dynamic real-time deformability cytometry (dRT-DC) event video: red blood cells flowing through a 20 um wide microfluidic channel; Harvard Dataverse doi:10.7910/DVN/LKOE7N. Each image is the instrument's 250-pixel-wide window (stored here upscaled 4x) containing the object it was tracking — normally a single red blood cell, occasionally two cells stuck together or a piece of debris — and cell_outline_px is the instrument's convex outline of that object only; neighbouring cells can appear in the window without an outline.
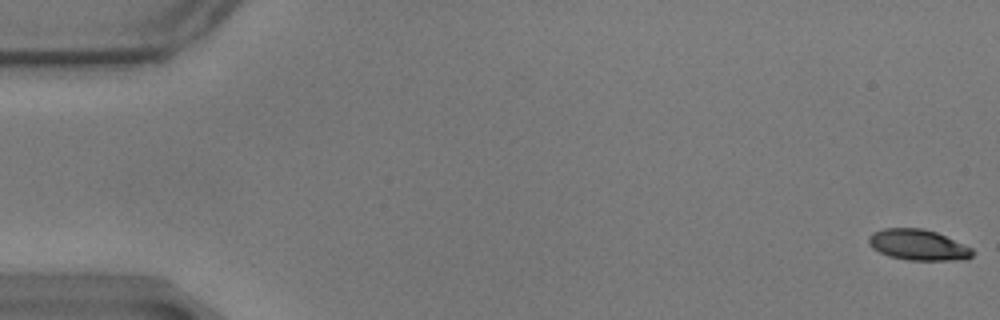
{"species": "common noctule bat (a hibernating species)", "species_latin": "Nyctalus noctula", "temperature_condition": "warm", "stored_images_in_passage": 59, "camera_frame_rate_fps": 3000, "um_per_image_px": 0.085, "animal": {"sex": "male", "body_mass_g": 17.9}, "frame": {"image": 1, "passage_image": 1, "time_ms": 0.0, "image_size_px": [1000, 320], "cell_outline_px": [[976, 252], [968, 260], [908, 260], [888, 256], [872, 248], [868, 244], [868, 236], [872, 232], [884, 228], [924, 228], [936, 232], [972, 248]], "centroid_in_image_um": [78.04, 20.82], "position_along_channel_um": 7.0, "area_um2": 18.84}}
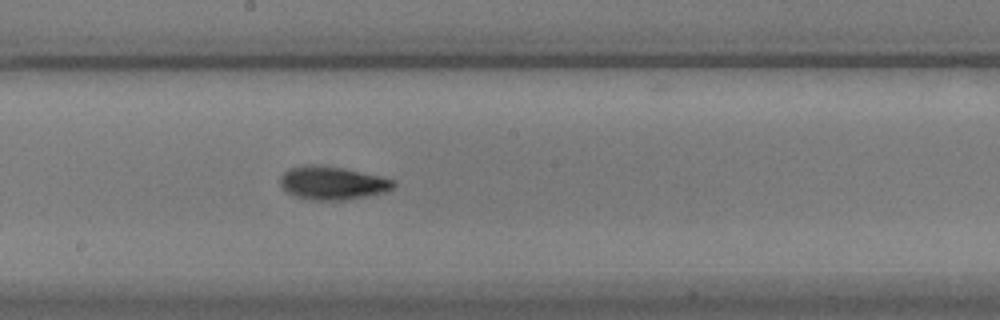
{"frame": {"image": 2, "passage_image": 32, "time_ms": 10.333, "image_size_px": [1000, 320], "cell_outline_px": [[396, 184], [392, 188], [384, 192], [344, 200], [312, 200], [296, 196], [288, 192], [280, 184], [280, 176], [288, 168], [304, 164], [316, 164], [344, 168], [380, 176], [396, 180]], "centroid_in_image_um": [28.23, 15.53], "position_along_channel_um": 220.0, "area_um2": 21.96}}
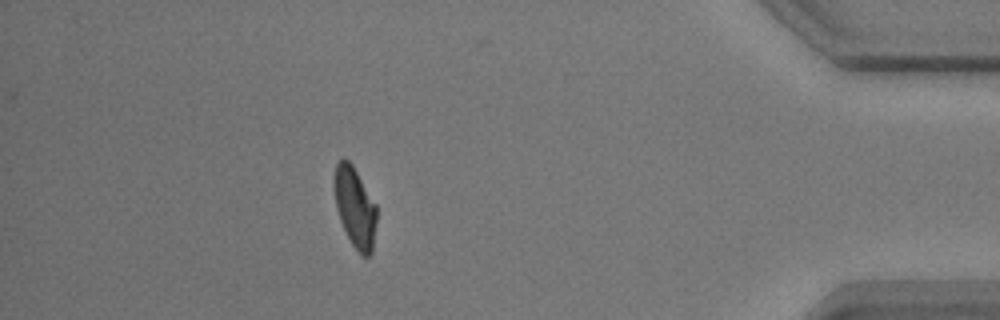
{"frame": {"image": 3, "passage_image": 52, "time_ms": 17.0, "image_size_px": [1000, 320], "cell_outline_px": [[376, 220], [372, 252], [368, 256], [360, 256], [356, 252], [340, 220], [336, 208], [332, 188], [332, 180], [336, 164], [344, 156], [352, 164], [376, 204]], "centroid_in_image_um": [30.13, 17.59], "position_along_channel_um": 405.1, "area_um2": 20.11}, "authors_computed_cell_mechanics": {"area_um2": 20.1722, "velocity_mm_per_s": 3.4798, "shape_relaxation_time_tau1_ms": 4.4913, "shape_relaxation_time_tau2_ms": 3.0589, "deformation_change_tau1": 0.1468, "deformation_change_tau2": 0.0807}}